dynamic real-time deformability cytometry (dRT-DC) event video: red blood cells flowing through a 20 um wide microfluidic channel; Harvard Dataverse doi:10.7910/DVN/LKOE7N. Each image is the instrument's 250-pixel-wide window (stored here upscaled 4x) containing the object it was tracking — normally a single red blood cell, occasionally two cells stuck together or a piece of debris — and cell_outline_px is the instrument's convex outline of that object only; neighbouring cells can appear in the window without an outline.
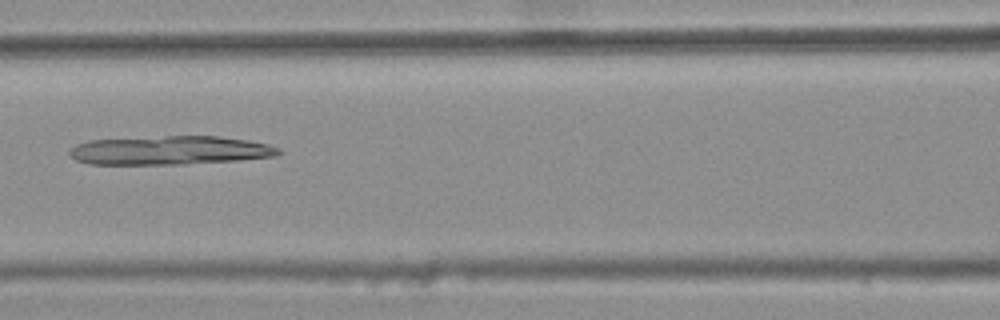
{"species": "common noctule bat (a hibernating species)", "species_latin": "Nyctalus noctula", "temperature_condition": "warm", "stored_images_in_passage": 6, "camera_frame_rate_fps": 3000, "um_per_image_px": 0.085, "animal": {"sex": "female", "body_mass_g": 25.1}, "frame": {"image": 1, "passage_image": 6, "time_ms": 1.667, "image_size_px": [1000, 320], "cell_outline_px": [[284, 152], [276, 156], [240, 160], [184, 164], [88, 164], [76, 160], [68, 152], [68, 148], [76, 144], [92, 140], [168, 136], [216, 136], [248, 140], [268, 144], [280, 148]], "centroid_in_image_um": [14.47, 12.78], "position_along_channel_um": 152.1, "area_um2": 35.14}}